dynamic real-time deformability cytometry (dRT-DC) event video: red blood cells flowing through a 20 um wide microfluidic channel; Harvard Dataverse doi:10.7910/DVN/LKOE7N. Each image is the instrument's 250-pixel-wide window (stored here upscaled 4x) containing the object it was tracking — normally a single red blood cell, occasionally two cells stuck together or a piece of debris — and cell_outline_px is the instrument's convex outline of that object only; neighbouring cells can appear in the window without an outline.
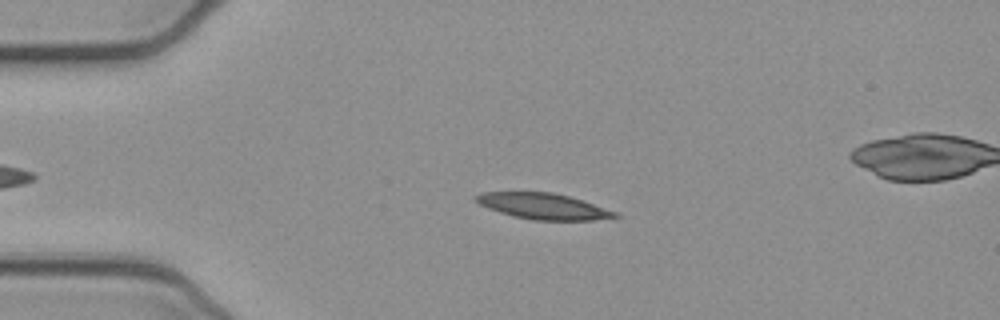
{"species": "common noctule bat (a hibernating species)", "species_latin": "Nyctalus noctula", "temperature_condition": "cold", "stored_images_in_passage": 52, "camera_frame_rate_fps": 3000, "um_per_image_px": 0.085, "animal": {"sex": "female", "body_mass_g": 21.9}, "frame": {"image": 1, "passage_image": 11, "time_ms": 3.333, "image_size_px": [1000, 320], "cell_outline_px": [[620, 216], [592, 220], [532, 220], [512, 216], [488, 208], [472, 200], [472, 196], [480, 192], [552, 192], [568, 196], [616, 212]], "centroid_in_image_um": [46.07, 17.52], "position_along_channel_um": 38.9, "area_um2": 20.87}}
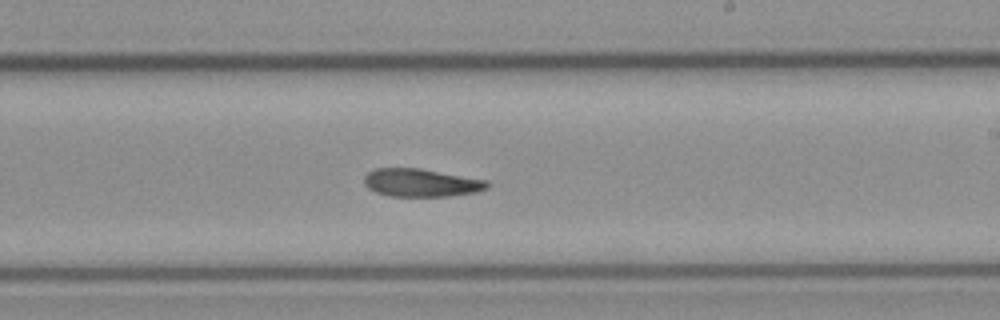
{"frame": {"image": 2, "passage_image": 30, "time_ms": 9.667, "image_size_px": [1000, 320], "cell_outline_px": [[492, 184], [488, 188], [476, 192], [448, 196], [388, 196], [376, 192], [368, 188], [364, 184], [364, 176], [368, 172], [376, 168], [420, 168], [488, 180]], "centroid_in_image_um": [35.82, 15.53], "position_along_channel_um": 253.2, "area_um2": 20.23}}
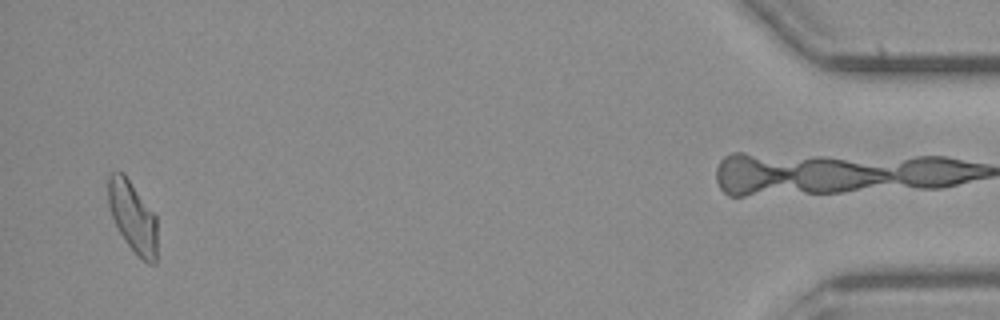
{"frame": {"image": 3, "passage_image": 50, "time_ms": 16.333, "image_size_px": [1000, 320], "cell_outline_px": [[156, 264], [148, 264], [124, 240], [112, 216], [108, 204], [108, 176], [112, 172], [124, 172], [156, 216]], "centroid_in_image_um": [11.28, 18.39], "position_along_channel_um": 423.9, "area_um2": 20.0}, "authors_computed_cell_mechanics": {"area_um2": 20.8658, "velocity_mm_per_s": 3.8724, "shape_relaxation_time_tau1_ms": 6.9138, "shape_relaxation_time_tau2_ms": null, "deformation_change_tau1": 0.1718, "deformation_change_tau2": null}}